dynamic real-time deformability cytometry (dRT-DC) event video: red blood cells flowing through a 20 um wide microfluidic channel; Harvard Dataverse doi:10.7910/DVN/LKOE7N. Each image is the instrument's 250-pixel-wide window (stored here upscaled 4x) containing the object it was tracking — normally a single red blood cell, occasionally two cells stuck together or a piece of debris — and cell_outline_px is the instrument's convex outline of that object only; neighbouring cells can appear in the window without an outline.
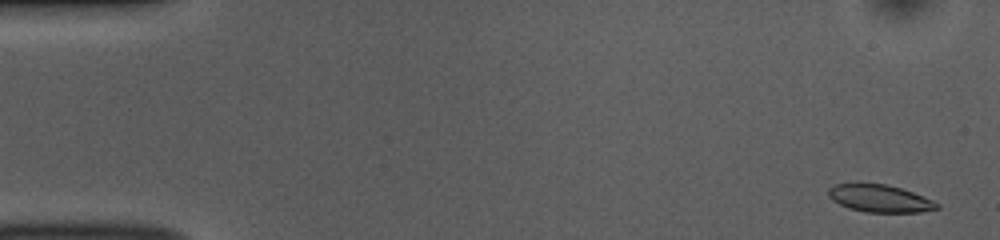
{"species": "common noctule bat (a hibernating species)", "species_latin": "Nyctalus noctula", "temperature_condition": "room temperature", "stored_images_in_passage": 51, "camera_frame_rate_fps": 3000, "um_per_image_px": 0.085, "animal": {"sex": "female", "body_mass_g": 10.0, "forearm_length_mm": 53.1}, "frame": {"image": 1, "passage_image": 2, "time_ms": 0.333, "image_size_px": [1000, 240], "cell_outline_px": [[940, 208], [920, 212], [864, 212], [848, 208], [832, 200], [828, 196], [828, 188], [836, 184], [884, 184], [900, 188], [924, 196], [940, 204]], "centroid_in_image_um": [74.79, 16.88], "position_along_channel_um": 10.2, "area_um2": 17.22}}
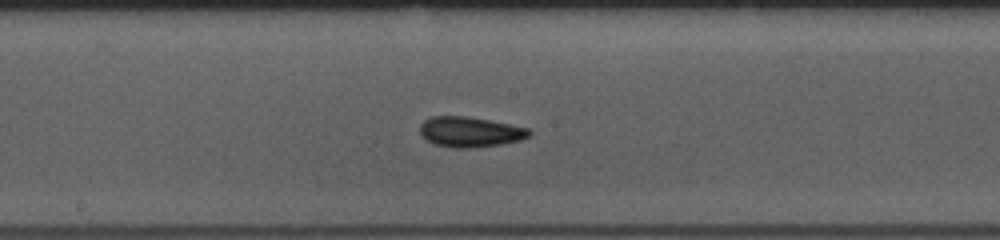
{"frame": {"image": 2, "passage_image": 27, "time_ms": 8.667, "image_size_px": [1000, 240], "cell_outline_px": [[532, 132], [528, 136], [520, 140], [500, 144], [472, 148], [456, 148], [436, 144], [428, 140], [420, 132], [420, 124], [424, 120], [432, 116], [464, 116], [488, 120], [528, 128]], "centroid_in_image_um": [39.95, 11.21], "position_along_channel_um": 208.3, "area_um2": 18.96}}
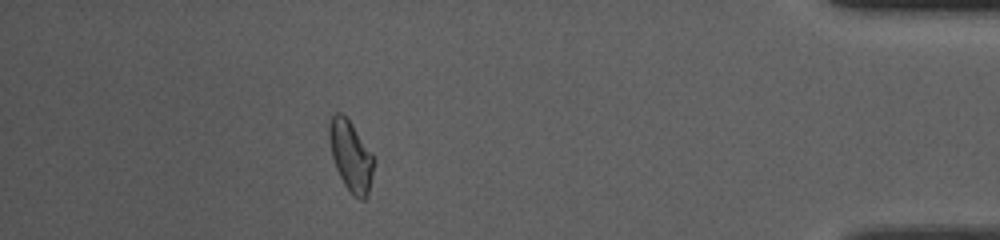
{"frame": {"image": 3, "passage_image": 46, "time_ms": 15.0, "image_size_px": [1000, 240], "cell_outline_px": [[372, 176], [368, 196], [364, 200], [360, 200], [352, 196], [344, 184], [336, 168], [332, 156], [328, 136], [328, 124], [332, 116], [336, 112], [340, 112], [352, 124], [372, 152]], "centroid_in_image_um": [29.8, 13.27], "position_along_channel_um": 405.4, "area_um2": 18.21}, "authors_computed_cell_mechanics": {"area_um2": 18.3804, "velocity_mm_per_s": 3.8681, "shape_relaxation_time_tau1_ms": 6.5194, "shape_relaxation_time_tau2_ms": 5.4486, "deformation_change_tau1": 0.1176, "deformation_change_tau2": 0.0986}}